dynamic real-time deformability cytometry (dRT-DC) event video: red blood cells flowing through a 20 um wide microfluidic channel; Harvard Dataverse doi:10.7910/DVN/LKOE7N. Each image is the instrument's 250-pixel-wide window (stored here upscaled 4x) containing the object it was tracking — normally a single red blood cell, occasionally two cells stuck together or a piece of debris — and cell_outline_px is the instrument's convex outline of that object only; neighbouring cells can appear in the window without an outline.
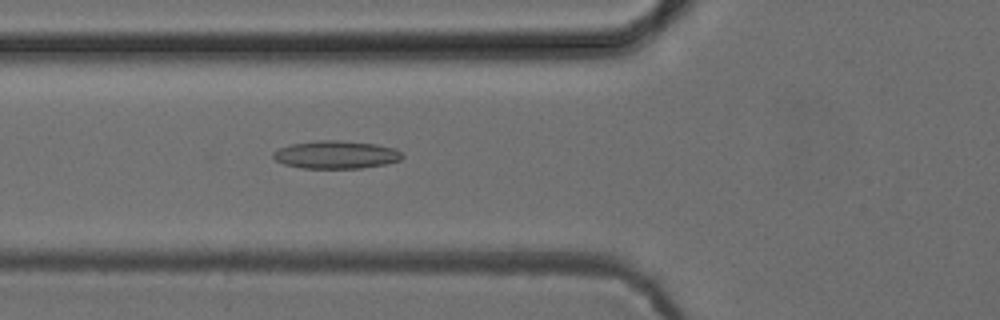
{"species": "common noctule bat (a hibernating species)", "species_latin": "Nyctalus noctula", "temperature_condition": "cold", "stored_images_in_passage": 37, "camera_frame_rate_fps": 3000, "um_per_image_px": 0.085, "animal": {"sex": "female", "body_mass_g": 24.6, "forearm_length_mm": 56.2}, "frame": {"image": 1, "passage_image": 4, "time_ms": 1.0, "image_size_px": [1000, 320], "cell_outline_px": [[404, 156], [400, 160], [388, 164], [360, 168], [300, 168], [284, 164], [276, 160], [272, 156], [272, 152], [280, 148], [292, 144], [320, 140], [340, 140], [376, 144], [396, 148]], "centroid_in_image_um": [28.59, 13.15], "position_along_channel_um": 97.2, "area_um2": 21.04}}
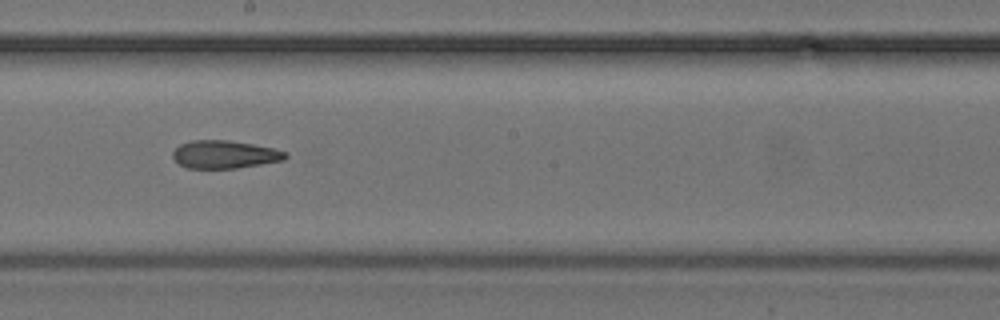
{"frame": {"image": 2, "passage_image": 14, "time_ms": 4.333, "image_size_px": [1000, 320], "cell_outline_px": [[288, 156], [284, 160], [236, 168], [188, 168], [180, 164], [172, 156], [172, 152], [180, 144], [192, 140], [228, 140], [252, 144], [272, 148], [288, 152]], "centroid_in_image_um": [19.1, 13.12], "position_along_channel_um": 229.1, "area_um2": 18.21}}
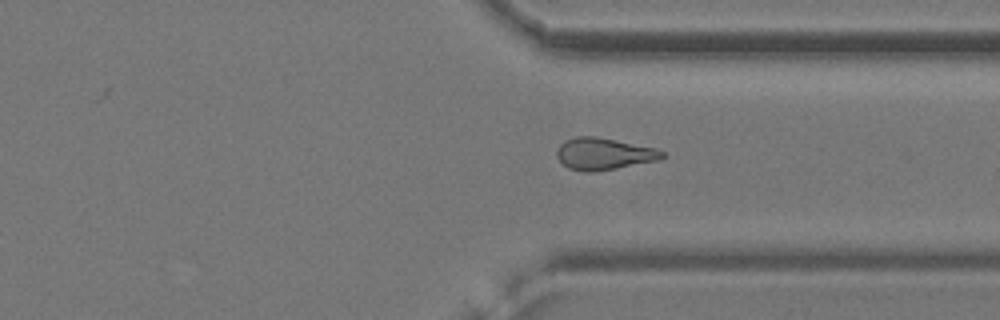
{"frame": {"image": 3, "passage_image": 24, "time_ms": 7.667, "image_size_px": [1000, 320], "cell_outline_px": [[664, 156], [660, 160], [596, 172], [584, 172], [568, 168], [556, 156], [556, 152], [560, 144], [564, 140], [576, 136], [596, 136], [656, 148], [664, 152]], "centroid_in_image_um": [51.32, 13.08], "position_along_channel_um": 360.1, "area_um2": 19.71}, "authors_computed_cell_mechanics": {"area_um2": 18.785, "velocity_mm_per_s": 3.9357, "shape_relaxation_time_tau1_ms": null, "shape_relaxation_time_tau2_ms": 3.562, "deformation_change_tau1": null, "deformation_change_tau2": 0.1254}}